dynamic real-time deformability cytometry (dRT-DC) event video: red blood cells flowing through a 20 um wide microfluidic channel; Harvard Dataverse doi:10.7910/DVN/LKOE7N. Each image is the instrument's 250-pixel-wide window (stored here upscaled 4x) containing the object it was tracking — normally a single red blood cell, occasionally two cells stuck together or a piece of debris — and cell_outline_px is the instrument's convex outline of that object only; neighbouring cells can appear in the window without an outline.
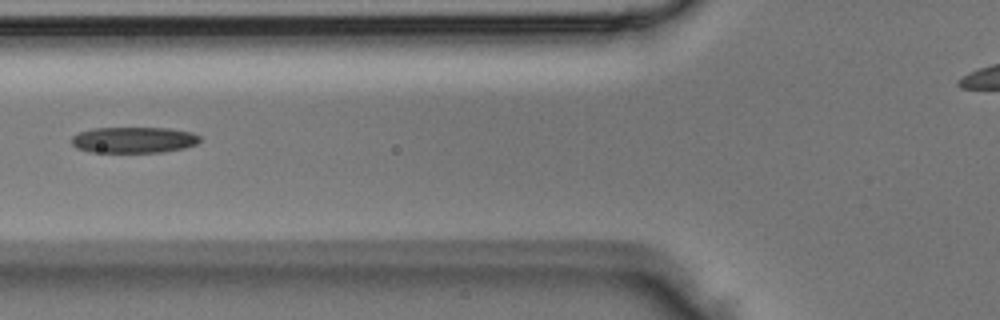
{"species": "Egyptian fruit bat (a non-hibernating species)", "species_latin": "Rousettus aegyptiacus", "temperature_condition": "room temperature", "stored_images_in_passage": 5, "camera_frame_rate_fps": 3000, "um_per_image_px": 0.085, "animal": {"sex": "male"}, "frame": {"image": 1, "passage_image": 5, "time_ms": 1.333, "image_size_px": [1000, 320], "cell_outline_px": [[200, 140], [196, 144], [184, 148], [160, 152], [92, 152], [76, 148], [72, 144], [72, 136], [80, 132], [92, 128], [172, 128], [192, 132], [200, 136]], "centroid_in_image_um": [11.38, 11.89], "position_along_channel_um": 114.4, "area_um2": 19.48}}